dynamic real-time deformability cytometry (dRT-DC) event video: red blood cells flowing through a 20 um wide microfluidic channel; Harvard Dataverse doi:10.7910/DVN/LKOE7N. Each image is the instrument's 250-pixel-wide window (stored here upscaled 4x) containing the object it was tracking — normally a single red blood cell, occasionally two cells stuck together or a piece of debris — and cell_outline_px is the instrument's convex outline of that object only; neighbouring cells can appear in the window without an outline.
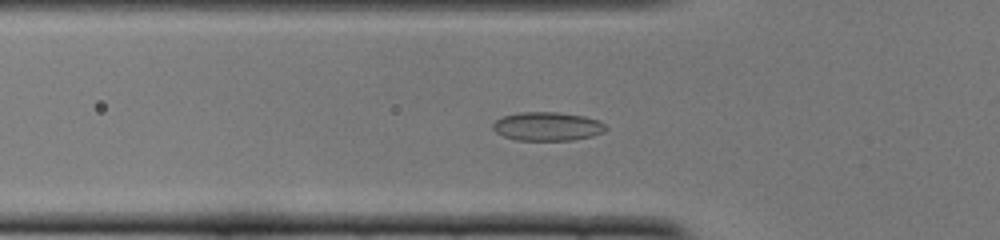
{"species": "common noctule bat (a hibernating species)", "species_latin": "Nyctalus noctula", "temperature_condition": "cold", "stored_images_in_passage": 51, "camera_frame_rate_fps": 3000, "um_per_image_px": 0.085, "animal": {"sex": "female", "body_mass_g": 22.0, "forearm_length_mm": 56.7}, "frame": {"image": 1, "passage_image": 17, "time_ms": 5.333, "image_size_px": [1000, 240], "cell_outline_px": [[608, 128], [604, 132], [592, 136], [572, 140], [516, 140], [504, 136], [496, 132], [492, 128], [492, 124], [496, 120], [504, 116], [520, 112], [556, 112], [584, 116], [600, 120]], "centroid_in_image_um": [46.55, 10.74], "position_along_channel_um": 79.3, "area_um2": 18.9}}
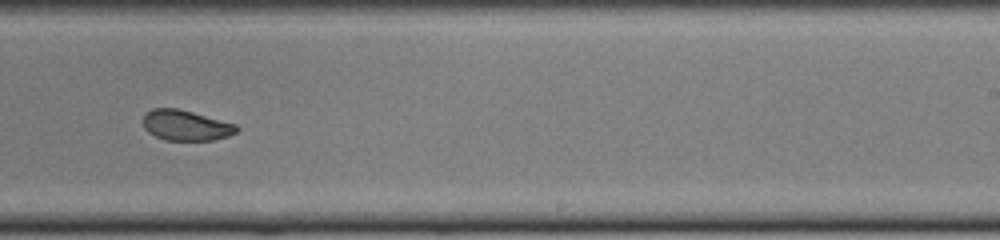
{"frame": {"image": 2, "passage_image": 32, "time_ms": 10.333, "image_size_px": [1000, 240], "cell_outline_px": [[240, 128], [236, 132], [228, 136], [212, 140], [164, 140], [148, 132], [144, 128], [144, 116], [152, 108], [176, 108], [192, 112], [236, 124]], "centroid_in_image_um": [15.81, 10.66], "position_along_channel_um": 273.2, "area_um2": 16.42}}
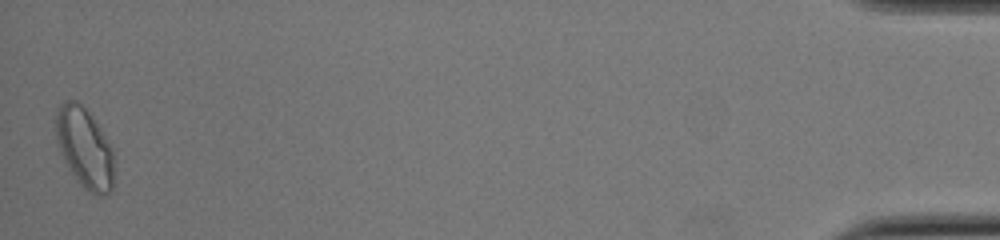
{"frame": {"image": 3, "passage_image": 51, "time_ms": 16.667, "image_size_px": [1000, 240], "cell_outline_px": [[112, 192], [108, 196], [100, 196], [88, 192], [76, 180], [64, 160], [56, 144], [56, 108], [64, 100], [76, 100], [88, 112], [112, 148]], "centroid_in_image_um": [7.16, 12.6], "position_along_channel_um": 428.0, "area_um2": 26.99}, "authors_computed_cell_mechanics": {"area_um2": 18.0336, "velocity_mm_per_s": 3.8779, "shape_relaxation_time_tau1_ms": null, "shape_relaxation_time_tau2_ms": 1.4513, "deformation_change_tau1": null, "deformation_change_tau2": 0.0506}}